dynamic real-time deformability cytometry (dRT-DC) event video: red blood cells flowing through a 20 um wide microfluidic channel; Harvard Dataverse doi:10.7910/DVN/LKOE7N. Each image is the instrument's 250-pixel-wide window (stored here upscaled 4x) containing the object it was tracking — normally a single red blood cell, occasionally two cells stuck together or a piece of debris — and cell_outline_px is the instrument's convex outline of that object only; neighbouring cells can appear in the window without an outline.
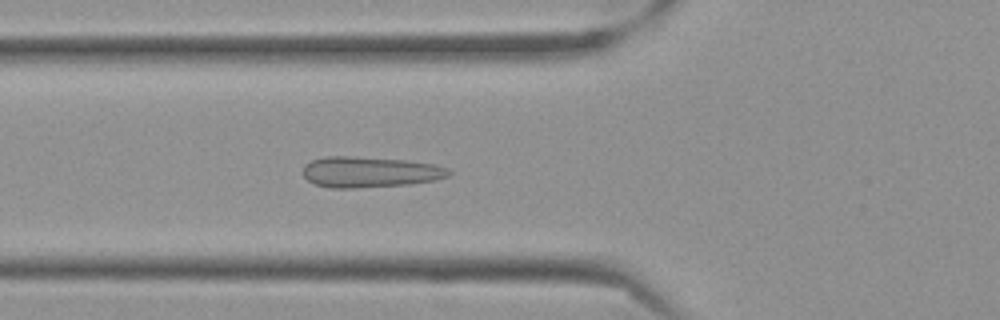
{"species": "Egyptian fruit bat (a non-hibernating species)", "species_latin": "Rousettus aegyptiacus", "temperature_condition": "cold", "stored_images_in_passage": 57, "camera_frame_rate_fps": 3000, "um_per_image_px": 0.085, "frame": {"image": 1, "passage_image": 21, "time_ms": 6.667, "image_size_px": [1000, 320], "cell_outline_px": [[452, 172], [448, 176], [436, 180], [412, 184], [356, 188], [328, 188], [312, 184], [304, 176], [304, 164], [312, 160], [324, 156], [352, 156], [404, 160], [436, 164], [448, 168]], "centroid_in_image_um": [31.43, 14.63], "position_along_channel_um": 94.4, "area_um2": 26.47}}
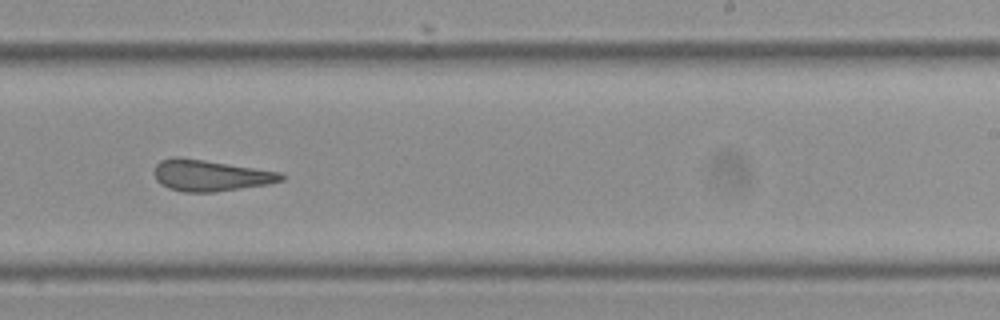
{"frame": {"image": 2, "passage_image": 36, "time_ms": 11.667, "image_size_px": [1000, 320], "cell_outline_px": [[284, 180], [268, 184], [212, 192], [184, 192], [168, 188], [160, 184], [156, 180], [152, 172], [156, 164], [160, 160], [172, 156], [180, 156], [280, 172], [284, 176]], "centroid_in_image_um": [17.8, 14.9], "position_along_channel_um": 271.2, "area_um2": 23.24}}
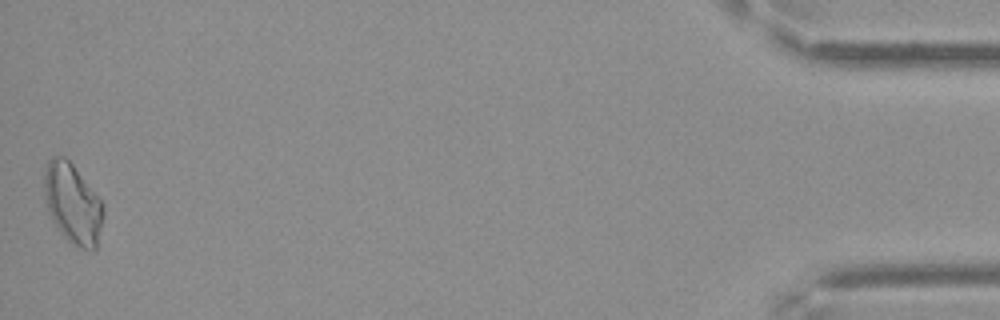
{"frame": {"image": 3, "passage_image": 57, "time_ms": 18.667, "image_size_px": [1000, 320], "cell_outline_px": [[104, 216], [96, 252], [92, 252], [80, 248], [72, 244], [60, 232], [52, 220], [48, 212], [44, 200], [44, 176], [48, 160], [52, 156], [64, 156], [72, 164], [104, 204]], "centroid_in_image_um": [6.19, 17.36], "position_along_channel_um": 429.0, "area_um2": 27.86}, "authors_computed_cell_mechanics": {"area_um2": 24.6228, "velocity_mm_per_s": 3.5185, "shape_relaxation_time_tau1_ms": null, "shape_relaxation_time_tau2_ms": 1.592, "deformation_change_tau1": null, "deformation_change_tau2": 0.0726}}